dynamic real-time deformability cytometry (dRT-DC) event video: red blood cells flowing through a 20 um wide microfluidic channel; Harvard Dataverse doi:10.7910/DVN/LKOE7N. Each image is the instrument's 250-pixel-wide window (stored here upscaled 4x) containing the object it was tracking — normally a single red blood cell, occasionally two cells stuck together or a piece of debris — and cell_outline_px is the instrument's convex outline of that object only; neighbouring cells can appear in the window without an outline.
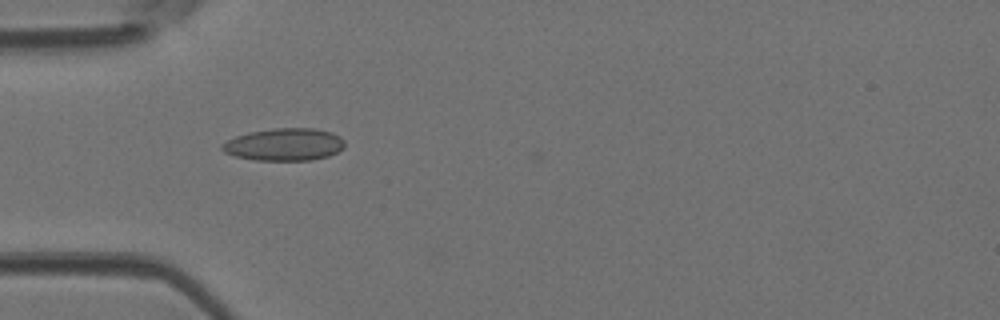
{"species": "Egyptian fruit bat (a non-hibernating species)", "species_latin": "Rousettus aegyptiacus", "temperature_condition": "room temperature", "stored_images_in_passage": 34, "camera_frame_rate_fps": 3000, "um_per_image_px": 0.085, "animal": {"sex": "female"}, "frame": {"image": 1, "passage_image": 3, "time_ms": 0.667, "image_size_px": [1000, 320], "cell_outline_px": [[344, 148], [328, 156], [312, 160], [256, 160], [236, 156], [224, 152], [220, 148], [220, 144], [236, 136], [248, 132], [276, 128], [316, 128], [332, 132], [340, 136], [344, 140]], "centroid_in_image_um": [24.18, 12.27], "position_along_channel_um": 60.8, "area_um2": 23.24}}
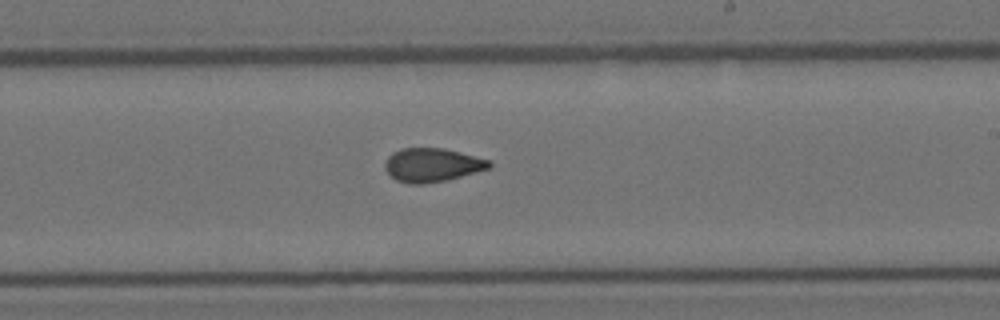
{"frame": {"image": 2, "passage_image": 16, "time_ms": 5.0, "image_size_px": [1000, 320], "cell_outline_px": [[492, 168], [448, 180], [424, 184], [408, 184], [396, 180], [384, 168], [384, 164], [388, 156], [392, 152], [400, 148], [444, 148], [492, 160]], "centroid_in_image_um": [36.76, 14.02], "position_along_channel_um": 252.2, "area_um2": 20.81}}
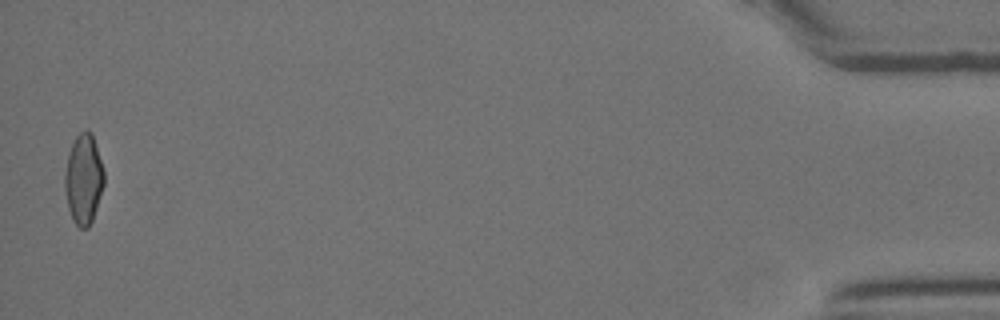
{"frame": {"image": 3, "passage_image": 34, "time_ms": 11.0, "image_size_px": [1000, 320], "cell_outline_px": [[104, 184], [92, 220], [88, 228], [80, 228], [72, 220], [68, 208], [64, 188], [64, 176], [68, 152], [76, 136], [84, 128], [88, 128], [92, 132], [104, 172]], "centroid_in_image_um": [7.09, 15.19], "position_along_channel_um": 428.1, "area_um2": 20.69}}